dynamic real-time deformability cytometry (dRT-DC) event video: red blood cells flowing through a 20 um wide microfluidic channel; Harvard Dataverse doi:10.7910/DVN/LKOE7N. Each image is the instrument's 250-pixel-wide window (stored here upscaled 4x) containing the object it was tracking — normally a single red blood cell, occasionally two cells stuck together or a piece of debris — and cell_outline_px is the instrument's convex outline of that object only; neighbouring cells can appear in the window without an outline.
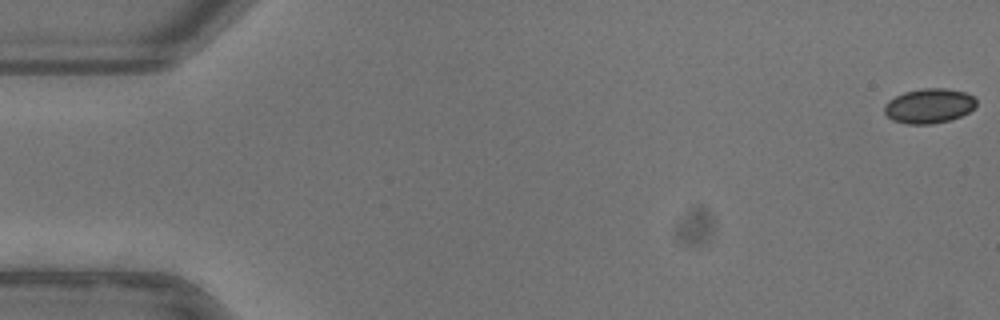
{"species": "common noctule bat (a hibernating species)", "species_latin": "Nyctalus noctula", "temperature_condition": "warm", "stored_images_in_passage": 53, "camera_frame_rate_fps": 3000, "um_per_image_px": 0.085, "animal": {"sex": "female"}, "frame": {"image": 1, "passage_image": 1, "time_ms": 0.0, "image_size_px": [1000, 320], "cell_outline_px": [[976, 104], [968, 112], [952, 120], [932, 124], [908, 124], [892, 120], [884, 112], [884, 104], [888, 100], [904, 92], [920, 88], [944, 88], [964, 92], [972, 96], [976, 100]], "centroid_in_image_um": [78.94, 9.0], "position_along_channel_um": 6.1, "area_um2": 18.61}}
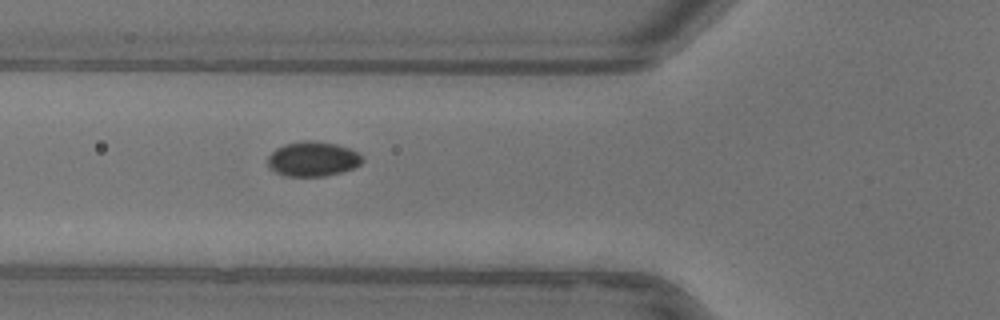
{"frame": {"image": 2, "passage_image": 20, "time_ms": 6.333, "image_size_px": [1000, 320], "cell_outline_px": [[364, 160], [360, 164], [352, 168], [340, 172], [324, 176], [284, 176], [268, 168], [268, 156], [276, 148], [284, 144], [300, 140], [312, 140], [336, 144], [348, 148], [356, 152]], "centroid_in_image_um": [26.54, 13.5], "position_along_channel_um": 99.3, "area_um2": 19.13}}
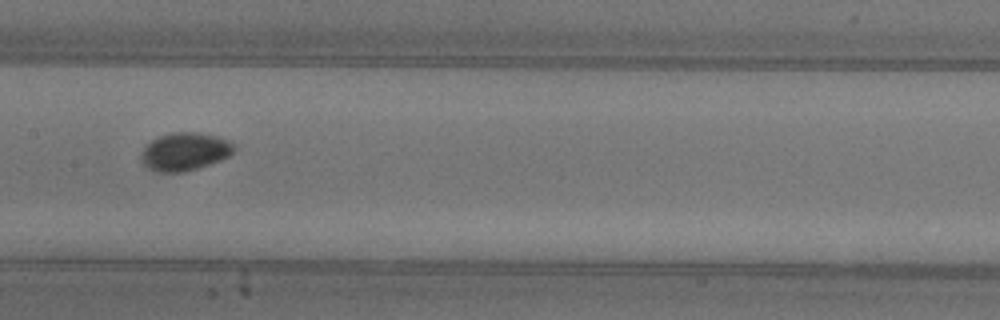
{"frame": {"image": 3, "passage_image": 27, "time_ms": 8.667, "image_size_px": [1000, 320], "cell_outline_px": [[236, 148], [228, 156], [220, 160], [184, 172], [156, 172], [148, 168], [140, 160], [140, 156], [144, 148], [152, 140], [160, 136], [172, 132], [200, 132], [216, 136], [228, 140], [236, 144]], "centroid_in_image_um": [15.71, 12.88], "position_along_channel_um": 191.7, "area_um2": 20.52}, "authors_computed_cell_mechanics": {"area_um2": 18.7272, "velocity_mm_per_s": 3.9412, "shape_relaxation_time_tau1_ms": 2.3788, "shape_relaxation_time_tau2_ms": null, "deformation_change_tau1": 0.046, "deformation_change_tau2": null}}